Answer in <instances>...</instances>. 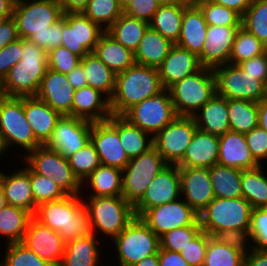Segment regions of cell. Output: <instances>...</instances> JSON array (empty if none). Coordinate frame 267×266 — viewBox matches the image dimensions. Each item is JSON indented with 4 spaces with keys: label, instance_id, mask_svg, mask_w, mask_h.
Returning a JSON list of instances; mask_svg holds the SVG:
<instances>
[{
    "label": "cell",
    "instance_id": "cell-40",
    "mask_svg": "<svg viewBox=\"0 0 267 266\" xmlns=\"http://www.w3.org/2000/svg\"><path fill=\"white\" fill-rule=\"evenodd\" d=\"M148 28V22L123 13L106 32L134 53Z\"/></svg>",
    "mask_w": 267,
    "mask_h": 266
},
{
    "label": "cell",
    "instance_id": "cell-56",
    "mask_svg": "<svg viewBox=\"0 0 267 266\" xmlns=\"http://www.w3.org/2000/svg\"><path fill=\"white\" fill-rule=\"evenodd\" d=\"M245 139L248 148L254 158L259 164L267 166V133L259 126L253 128L250 132L245 133Z\"/></svg>",
    "mask_w": 267,
    "mask_h": 266
},
{
    "label": "cell",
    "instance_id": "cell-9",
    "mask_svg": "<svg viewBox=\"0 0 267 266\" xmlns=\"http://www.w3.org/2000/svg\"><path fill=\"white\" fill-rule=\"evenodd\" d=\"M21 160L35 173L55 181L67 195H81L82 183L71 169L68 158L57 151L41 145Z\"/></svg>",
    "mask_w": 267,
    "mask_h": 266
},
{
    "label": "cell",
    "instance_id": "cell-71",
    "mask_svg": "<svg viewBox=\"0 0 267 266\" xmlns=\"http://www.w3.org/2000/svg\"><path fill=\"white\" fill-rule=\"evenodd\" d=\"M7 152L8 151H7V149H6L5 145H4L2 136L0 135V161H2L1 158H3L6 155Z\"/></svg>",
    "mask_w": 267,
    "mask_h": 266
},
{
    "label": "cell",
    "instance_id": "cell-30",
    "mask_svg": "<svg viewBox=\"0 0 267 266\" xmlns=\"http://www.w3.org/2000/svg\"><path fill=\"white\" fill-rule=\"evenodd\" d=\"M24 113L36 140L45 145L61 115L36 96H24Z\"/></svg>",
    "mask_w": 267,
    "mask_h": 266
},
{
    "label": "cell",
    "instance_id": "cell-31",
    "mask_svg": "<svg viewBox=\"0 0 267 266\" xmlns=\"http://www.w3.org/2000/svg\"><path fill=\"white\" fill-rule=\"evenodd\" d=\"M101 241L93 234L90 237H79L65 243L60 266H103L107 261L102 258L105 252L101 249L104 248L103 250L106 251L107 246L101 247L103 245Z\"/></svg>",
    "mask_w": 267,
    "mask_h": 266
},
{
    "label": "cell",
    "instance_id": "cell-36",
    "mask_svg": "<svg viewBox=\"0 0 267 266\" xmlns=\"http://www.w3.org/2000/svg\"><path fill=\"white\" fill-rule=\"evenodd\" d=\"M174 45L159 32L148 28L134 52L135 63L158 69Z\"/></svg>",
    "mask_w": 267,
    "mask_h": 266
},
{
    "label": "cell",
    "instance_id": "cell-1",
    "mask_svg": "<svg viewBox=\"0 0 267 266\" xmlns=\"http://www.w3.org/2000/svg\"><path fill=\"white\" fill-rule=\"evenodd\" d=\"M33 218L57 231L65 243L93 235L89 214L81 195H67L56 201L40 203Z\"/></svg>",
    "mask_w": 267,
    "mask_h": 266
},
{
    "label": "cell",
    "instance_id": "cell-74",
    "mask_svg": "<svg viewBox=\"0 0 267 266\" xmlns=\"http://www.w3.org/2000/svg\"><path fill=\"white\" fill-rule=\"evenodd\" d=\"M109 264H104L103 266H109L110 264H114L113 262L111 263V262H109V260L107 261ZM111 266V265H110ZM113 266V265H112Z\"/></svg>",
    "mask_w": 267,
    "mask_h": 266
},
{
    "label": "cell",
    "instance_id": "cell-42",
    "mask_svg": "<svg viewBox=\"0 0 267 266\" xmlns=\"http://www.w3.org/2000/svg\"><path fill=\"white\" fill-rule=\"evenodd\" d=\"M118 134L122 148L129 159H133L153 147V136L129 123L118 115Z\"/></svg>",
    "mask_w": 267,
    "mask_h": 266
},
{
    "label": "cell",
    "instance_id": "cell-57",
    "mask_svg": "<svg viewBox=\"0 0 267 266\" xmlns=\"http://www.w3.org/2000/svg\"><path fill=\"white\" fill-rule=\"evenodd\" d=\"M29 40L46 52L61 46L62 43V17L42 32L34 33Z\"/></svg>",
    "mask_w": 267,
    "mask_h": 266
},
{
    "label": "cell",
    "instance_id": "cell-11",
    "mask_svg": "<svg viewBox=\"0 0 267 266\" xmlns=\"http://www.w3.org/2000/svg\"><path fill=\"white\" fill-rule=\"evenodd\" d=\"M167 165L154 147L130 159L122 170V196L134 206L154 177Z\"/></svg>",
    "mask_w": 267,
    "mask_h": 266
},
{
    "label": "cell",
    "instance_id": "cell-61",
    "mask_svg": "<svg viewBox=\"0 0 267 266\" xmlns=\"http://www.w3.org/2000/svg\"><path fill=\"white\" fill-rule=\"evenodd\" d=\"M19 38L14 17L0 21V50Z\"/></svg>",
    "mask_w": 267,
    "mask_h": 266
},
{
    "label": "cell",
    "instance_id": "cell-73",
    "mask_svg": "<svg viewBox=\"0 0 267 266\" xmlns=\"http://www.w3.org/2000/svg\"><path fill=\"white\" fill-rule=\"evenodd\" d=\"M119 7L124 11L127 6L132 2V0H117Z\"/></svg>",
    "mask_w": 267,
    "mask_h": 266
},
{
    "label": "cell",
    "instance_id": "cell-59",
    "mask_svg": "<svg viewBox=\"0 0 267 266\" xmlns=\"http://www.w3.org/2000/svg\"><path fill=\"white\" fill-rule=\"evenodd\" d=\"M159 6L156 0H132L123 13L132 18L149 22Z\"/></svg>",
    "mask_w": 267,
    "mask_h": 266
},
{
    "label": "cell",
    "instance_id": "cell-12",
    "mask_svg": "<svg viewBox=\"0 0 267 266\" xmlns=\"http://www.w3.org/2000/svg\"><path fill=\"white\" fill-rule=\"evenodd\" d=\"M129 123L154 136L176 117L169 89L136 103L122 115Z\"/></svg>",
    "mask_w": 267,
    "mask_h": 266
},
{
    "label": "cell",
    "instance_id": "cell-5",
    "mask_svg": "<svg viewBox=\"0 0 267 266\" xmlns=\"http://www.w3.org/2000/svg\"><path fill=\"white\" fill-rule=\"evenodd\" d=\"M93 234L111 241L136 217L134 206L121 196L82 197ZM102 235V236H101Z\"/></svg>",
    "mask_w": 267,
    "mask_h": 266
},
{
    "label": "cell",
    "instance_id": "cell-46",
    "mask_svg": "<svg viewBox=\"0 0 267 266\" xmlns=\"http://www.w3.org/2000/svg\"><path fill=\"white\" fill-rule=\"evenodd\" d=\"M82 13L107 30L122 14L117 0H89Z\"/></svg>",
    "mask_w": 267,
    "mask_h": 266
},
{
    "label": "cell",
    "instance_id": "cell-20",
    "mask_svg": "<svg viewBox=\"0 0 267 266\" xmlns=\"http://www.w3.org/2000/svg\"><path fill=\"white\" fill-rule=\"evenodd\" d=\"M22 243L52 266H60L64 255L65 242L57 231L32 218L29 221Z\"/></svg>",
    "mask_w": 267,
    "mask_h": 266
},
{
    "label": "cell",
    "instance_id": "cell-37",
    "mask_svg": "<svg viewBox=\"0 0 267 266\" xmlns=\"http://www.w3.org/2000/svg\"><path fill=\"white\" fill-rule=\"evenodd\" d=\"M93 53L115 74L135 64L134 53L106 31L101 35Z\"/></svg>",
    "mask_w": 267,
    "mask_h": 266
},
{
    "label": "cell",
    "instance_id": "cell-69",
    "mask_svg": "<svg viewBox=\"0 0 267 266\" xmlns=\"http://www.w3.org/2000/svg\"><path fill=\"white\" fill-rule=\"evenodd\" d=\"M134 266H159L158 254L148 256Z\"/></svg>",
    "mask_w": 267,
    "mask_h": 266
},
{
    "label": "cell",
    "instance_id": "cell-60",
    "mask_svg": "<svg viewBox=\"0 0 267 266\" xmlns=\"http://www.w3.org/2000/svg\"><path fill=\"white\" fill-rule=\"evenodd\" d=\"M246 73L256 76L267 87V52L238 64Z\"/></svg>",
    "mask_w": 267,
    "mask_h": 266
},
{
    "label": "cell",
    "instance_id": "cell-16",
    "mask_svg": "<svg viewBox=\"0 0 267 266\" xmlns=\"http://www.w3.org/2000/svg\"><path fill=\"white\" fill-rule=\"evenodd\" d=\"M139 217L159 238L170 230L194 225L199 220L198 213L181 197L149 208Z\"/></svg>",
    "mask_w": 267,
    "mask_h": 266
},
{
    "label": "cell",
    "instance_id": "cell-21",
    "mask_svg": "<svg viewBox=\"0 0 267 266\" xmlns=\"http://www.w3.org/2000/svg\"><path fill=\"white\" fill-rule=\"evenodd\" d=\"M181 198L198 214L215 198L208 168L179 167Z\"/></svg>",
    "mask_w": 267,
    "mask_h": 266
},
{
    "label": "cell",
    "instance_id": "cell-15",
    "mask_svg": "<svg viewBox=\"0 0 267 266\" xmlns=\"http://www.w3.org/2000/svg\"><path fill=\"white\" fill-rule=\"evenodd\" d=\"M105 32L82 12L63 13L62 43L72 53L83 58L93 53L101 35Z\"/></svg>",
    "mask_w": 267,
    "mask_h": 266
},
{
    "label": "cell",
    "instance_id": "cell-47",
    "mask_svg": "<svg viewBox=\"0 0 267 266\" xmlns=\"http://www.w3.org/2000/svg\"><path fill=\"white\" fill-rule=\"evenodd\" d=\"M241 27L267 46V0H255L242 15Z\"/></svg>",
    "mask_w": 267,
    "mask_h": 266
},
{
    "label": "cell",
    "instance_id": "cell-55",
    "mask_svg": "<svg viewBox=\"0 0 267 266\" xmlns=\"http://www.w3.org/2000/svg\"><path fill=\"white\" fill-rule=\"evenodd\" d=\"M211 237L212 236L202 230L180 251V254L190 266H203L208 240Z\"/></svg>",
    "mask_w": 267,
    "mask_h": 266
},
{
    "label": "cell",
    "instance_id": "cell-58",
    "mask_svg": "<svg viewBox=\"0 0 267 266\" xmlns=\"http://www.w3.org/2000/svg\"><path fill=\"white\" fill-rule=\"evenodd\" d=\"M23 39L18 38L0 50V83L7 76L9 70L21 59Z\"/></svg>",
    "mask_w": 267,
    "mask_h": 266
},
{
    "label": "cell",
    "instance_id": "cell-3",
    "mask_svg": "<svg viewBox=\"0 0 267 266\" xmlns=\"http://www.w3.org/2000/svg\"><path fill=\"white\" fill-rule=\"evenodd\" d=\"M164 90L156 68L134 64L116 74L115 90L110 98L112 115H122L136 103Z\"/></svg>",
    "mask_w": 267,
    "mask_h": 266
},
{
    "label": "cell",
    "instance_id": "cell-4",
    "mask_svg": "<svg viewBox=\"0 0 267 266\" xmlns=\"http://www.w3.org/2000/svg\"><path fill=\"white\" fill-rule=\"evenodd\" d=\"M47 70V52L29 39H23L21 59L0 83L1 95L36 96Z\"/></svg>",
    "mask_w": 267,
    "mask_h": 266
},
{
    "label": "cell",
    "instance_id": "cell-19",
    "mask_svg": "<svg viewBox=\"0 0 267 266\" xmlns=\"http://www.w3.org/2000/svg\"><path fill=\"white\" fill-rule=\"evenodd\" d=\"M181 197L179 167L167 165L152 180L142 198L134 205L139 217L145 210Z\"/></svg>",
    "mask_w": 267,
    "mask_h": 266
},
{
    "label": "cell",
    "instance_id": "cell-28",
    "mask_svg": "<svg viewBox=\"0 0 267 266\" xmlns=\"http://www.w3.org/2000/svg\"><path fill=\"white\" fill-rule=\"evenodd\" d=\"M247 248L243 239L212 236L208 240L203 266H244Z\"/></svg>",
    "mask_w": 267,
    "mask_h": 266
},
{
    "label": "cell",
    "instance_id": "cell-43",
    "mask_svg": "<svg viewBox=\"0 0 267 266\" xmlns=\"http://www.w3.org/2000/svg\"><path fill=\"white\" fill-rule=\"evenodd\" d=\"M209 173L215 197H242L241 170L215 164L209 168Z\"/></svg>",
    "mask_w": 267,
    "mask_h": 266
},
{
    "label": "cell",
    "instance_id": "cell-54",
    "mask_svg": "<svg viewBox=\"0 0 267 266\" xmlns=\"http://www.w3.org/2000/svg\"><path fill=\"white\" fill-rule=\"evenodd\" d=\"M81 59L64 46H58L47 52L48 68L63 74H68L77 67Z\"/></svg>",
    "mask_w": 267,
    "mask_h": 266
},
{
    "label": "cell",
    "instance_id": "cell-64",
    "mask_svg": "<svg viewBox=\"0 0 267 266\" xmlns=\"http://www.w3.org/2000/svg\"><path fill=\"white\" fill-rule=\"evenodd\" d=\"M67 80L71 84V86L76 90L80 89L84 86H87L86 75L83 69V66L79 64L73 70H71L68 74H66Z\"/></svg>",
    "mask_w": 267,
    "mask_h": 266
},
{
    "label": "cell",
    "instance_id": "cell-27",
    "mask_svg": "<svg viewBox=\"0 0 267 266\" xmlns=\"http://www.w3.org/2000/svg\"><path fill=\"white\" fill-rule=\"evenodd\" d=\"M219 136L196 130L178 167L211 168L217 164Z\"/></svg>",
    "mask_w": 267,
    "mask_h": 266
},
{
    "label": "cell",
    "instance_id": "cell-22",
    "mask_svg": "<svg viewBox=\"0 0 267 266\" xmlns=\"http://www.w3.org/2000/svg\"><path fill=\"white\" fill-rule=\"evenodd\" d=\"M241 26L208 25L203 51L198 56L202 67L214 69L229 63L233 42Z\"/></svg>",
    "mask_w": 267,
    "mask_h": 266
},
{
    "label": "cell",
    "instance_id": "cell-29",
    "mask_svg": "<svg viewBox=\"0 0 267 266\" xmlns=\"http://www.w3.org/2000/svg\"><path fill=\"white\" fill-rule=\"evenodd\" d=\"M217 164L238 170L252 169L259 166L248 148L245 134L233 131L219 136Z\"/></svg>",
    "mask_w": 267,
    "mask_h": 266
},
{
    "label": "cell",
    "instance_id": "cell-33",
    "mask_svg": "<svg viewBox=\"0 0 267 266\" xmlns=\"http://www.w3.org/2000/svg\"><path fill=\"white\" fill-rule=\"evenodd\" d=\"M193 118L197 128L203 132L222 136L230 131L227 99L217 94Z\"/></svg>",
    "mask_w": 267,
    "mask_h": 266
},
{
    "label": "cell",
    "instance_id": "cell-14",
    "mask_svg": "<svg viewBox=\"0 0 267 266\" xmlns=\"http://www.w3.org/2000/svg\"><path fill=\"white\" fill-rule=\"evenodd\" d=\"M197 129L193 117L177 116L153 136V147L167 164L177 165Z\"/></svg>",
    "mask_w": 267,
    "mask_h": 266
},
{
    "label": "cell",
    "instance_id": "cell-26",
    "mask_svg": "<svg viewBox=\"0 0 267 266\" xmlns=\"http://www.w3.org/2000/svg\"><path fill=\"white\" fill-rule=\"evenodd\" d=\"M202 66L198 56L189 50L174 45L158 68L164 89H169L188 75L198 71Z\"/></svg>",
    "mask_w": 267,
    "mask_h": 266
},
{
    "label": "cell",
    "instance_id": "cell-52",
    "mask_svg": "<svg viewBox=\"0 0 267 266\" xmlns=\"http://www.w3.org/2000/svg\"><path fill=\"white\" fill-rule=\"evenodd\" d=\"M201 231L199 220L194 225L170 230L160 237V248L180 253Z\"/></svg>",
    "mask_w": 267,
    "mask_h": 266
},
{
    "label": "cell",
    "instance_id": "cell-45",
    "mask_svg": "<svg viewBox=\"0 0 267 266\" xmlns=\"http://www.w3.org/2000/svg\"><path fill=\"white\" fill-rule=\"evenodd\" d=\"M267 52V46L256 36L240 27L233 42L229 63L238 65L256 56Z\"/></svg>",
    "mask_w": 267,
    "mask_h": 266
},
{
    "label": "cell",
    "instance_id": "cell-62",
    "mask_svg": "<svg viewBox=\"0 0 267 266\" xmlns=\"http://www.w3.org/2000/svg\"><path fill=\"white\" fill-rule=\"evenodd\" d=\"M159 266H190L178 252L159 249Z\"/></svg>",
    "mask_w": 267,
    "mask_h": 266
},
{
    "label": "cell",
    "instance_id": "cell-35",
    "mask_svg": "<svg viewBox=\"0 0 267 266\" xmlns=\"http://www.w3.org/2000/svg\"><path fill=\"white\" fill-rule=\"evenodd\" d=\"M191 2L192 0H182L172 5L159 6L148 22L149 28L176 44L181 33L184 9Z\"/></svg>",
    "mask_w": 267,
    "mask_h": 266
},
{
    "label": "cell",
    "instance_id": "cell-38",
    "mask_svg": "<svg viewBox=\"0 0 267 266\" xmlns=\"http://www.w3.org/2000/svg\"><path fill=\"white\" fill-rule=\"evenodd\" d=\"M267 167L241 170L242 197L252 208L267 207ZM266 171V172H265Z\"/></svg>",
    "mask_w": 267,
    "mask_h": 266
},
{
    "label": "cell",
    "instance_id": "cell-44",
    "mask_svg": "<svg viewBox=\"0 0 267 266\" xmlns=\"http://www.w3.org/2000/svg\"><path fill=\"white\" fill-rule=\"evenodd\" d=\"M227 108L230 131L245 134L258 127V103L227 99Z\"/></svg>",
    "mask_w": 267,
    "mask_h": 266
},
{
    "label": "cell",
    "instance_id": "cell-8",
    "mask_svg": "<svg viewBox=\"0 0 267 266\" xmlns=\"http://www.w3.org/2000/svg\"><path fill=\"white\" fill-rule=\"evenodd\" d=\"M177 116L193 117L216 95L213 69L201 67L169 88Z\"/></svg>",
    "mask_w": 267,
    "mask_h": 266
},
{
    "label": "cell",
    "instance_id": "cell-25",
    "mask_svg": "<svg viewBox=\"0 0 267 266\" xmlns=\"http://www.w3.org/2000/svg\"><path fill=\"white\" fill-rule=\"evenodd\" d=\"M111 116L110 99L104 93L88 85L74 91L72 117L98 122Z\"/></svg>",
    "mask_w": 267,
    "mask_h": 266
},
{
    "label": "cell",
    "instance_id": "cell-48",
    "mask_svg": "<svg viewBox=\"0 0 267 266\" xmlns=\"http://www.w3.org/2000/svg\"><path fill=\"white\" fill-rule=\"evenodd\" d=\"M202 11L207 25L241 26L242 16L210 0H192Z\"/></svg>",
    "mask_w": 267,
    "mask_h": 266
},
{
    "label": "cell",
    "instance_id": "cell-50",
    "mask_svg": "<svg viewBox=\"0 0 267 266\" xmlns=\"http://www.w3.org/2000/svg\"><path fill=\"white\" fill-rule=\"evenodd\" d=\"M4 256L0 259L2 266H52L38 257L22 242L5 244Z\"/></svg>",
    "mask_w": 267,
    "mask_h": 266
},
{
    "label": "cell",
    "instance_id": "cell-13",
    "mask_svg": "<svg viewBox=\"0 0 267 266\" xmlns=\"http://www.w3.org/2000/svg\"><path fill=\"white\" fill-rule=\"evenodd\" d=\"M62 15L58 0H16L13 13L18 36L22 39L47 30Z\"/></svg>",
    "mask_w": 267,
    "mask_h": 266
},
{
    "label": "cell",
    "instance_id": "cell-10",
    "mask_svg": "<svg viewBox=\"0 0 267 266\" xmlns=\"http://www.w3.org/2000/svg\"><path fill=\"white\" fill-rule=\"evenodd\" d=\"M216 94L226 99L259 103L267 99V87L256 76L246 73L239 65L224 64L213 69Z\"/></svg>",
    "mask_w": 267,
    "mask_h": 266
},
{
    "label": "cell",
    "instance_id": "cell-70",
    "mask_svg": "<svg viewBox=\"0 0 267 266\" xmlns=\"http://www.w3.org/2000/svg\"><path fill=\"white\" fill-rule=\"evenodd\" d=\"M7 205L6 198L4 195L3 187L0 183V210L3 209Z\"/></svg>",
    "mask_w": 267,
    "mask_h": 266
},
{
    "label": "cell",
    "instance_id": "cell-18",
    "mask_svg": "<svg viewBox=\"0 0 267 266\" xmlns=\"http://www.w3.org/2000/svg\"><path fill=\"white\" fill-rule=\"evenodd\" d=\"M92 123L78 117L61 116L45 146L68 158L88 144Z\"/></svg>",
    "mask_w": 267,
    "mask_h": 266
},
{
    "label": "cell",
    "instance_id": "cell-41",
    "mask_svg": "<svg viewBox=\"0 0 267 266\" xmlns=\"http://www.w3.org/2000/svg\"><path fill=\"white\" fill-rule=\"evenodd\" d=\"M87 85L104 93L109 99L115 90L116 74L109 69L94 53L81 59Z\"/></svg>",
    "mask_w": 267,
    "mask_h": 266
},
{
    "label": "cell",
    "instance_id": "cell-39",
    "mask_svg": "<svg viewBox=\"0 0 267 266\" xmlns=\"http://www.w3.org/2000/svg\"><path fill=\"white\" fill-rule=\"evenodd\" d=\"M33 215L22 208L6 205L0 210V238L4 243L22 242Z\"/></svg>",
    "mask_w": 267,
    "mask_h": 266
},
{
    "label": "cell",
    "instance_id": "cell-49",
    "mask_svg": "<svg viewBox=\"0 0 267 266\" xmlns=\"http://www.w3.org/2000/svg\"><path fill=\"white\" fill-rule=\"evenodd\" d=\"M68 161L75 176L81 183L101 165L99 155L91 140L75 154L69 156Z\"/></svg>",
    "mask_w": 267,
    "mask_h": 266
},
{
    "label": "cell",
    "instance_id": "cell-32",
    "mask_svg": "<svg viewBox=\"0 0 267 266\" xmlns=\"http://www.w3.org/2000/svg\"><path fill=\"white\" fill-rule=\"evenodd\" d=\"M207 28L208 25L202 11L192 1L184 9L181 33L175 45L199 56L203 51Z\"/></svg>",
    "mask_w": 267,
    "mask_h": 266
},
{
    "label": "cell",
    "instance_id": "cell-6",
    "mask_svg": "<svg viewBox=\"0 0 267 266\" xmlns=\"http://www.w3.org/2000/svg\"><path fill=\"white\" fill-rule=\"evenodd\" d=\"M0 135L8 152L17 148L18 160L41 146L26 120L24 97L0 96Z\"/></svg>",
    "mask_w": 267,
    "mask_h": 266
},
{
    "label": "cell",
    "instance_id": "cell-53",
    "mask_svg": "<svg viewBox=\"0 0 267 266\" xmlns=\"http://www.w3.org/2000/svg\"><path fill=\"white\" fill-rule=\"evenodd\" d=\"M245 241L253 249L267 250V207L252 209Z\"/></svg>",
    "mask_w": 267,
    "mask_h": 266
},
{
    "label": "cell",
    "instance_id": "cell-67",
    "mask_svg": "<svg viewBox=\"0 0 267 266\" xmlns=\"http://www.w3.org/2000/svg\"><path fill=\"white\" fill-rule=\"evenodd\" d=\"M16 0H0V21L13 16Z\"/></svg>",
    "mask_w": 267,
    "mask_h": 266
},
{
    "label": "cell",
    "instance_id": "cell-24",
    "mask_svg": "<svg viewBox=\"0 0 267 266\" xmlns=\"http://www.w3.org/2000/svg\"><path fill=\"white\" fill-rule=\"evenodd\" d=\"M75 89L67 80L66 74L48 68L41 80L36 97L46 102L61 116L72 117V103Z\"/></svg>",
    "mask_w": 267,
    "mask_h": 266
},
{
    "label": "cell",
    "instance_id": "cell-17",
    "mask_svg": "<svg viewBox=\"0 0 267 266\" xmlns=\"http://www.w3.org/2000/svg\"><path fill=\"white\" fill-rule=\"evenodd\" d=\"M90 140L95 145L101 165L123 170L128 164L130 159L119 139L118 115H112L106 121L93 122Z\"/></svg>",
    "mask_w": 267,
    "mask_h": 266
},
{
    "label": "cell",
    "instance_id": "cell-65",
    "mask_svg": "<svg viewBox=\"0 0 267 266\" xmlns=\"http://www.w3.org/2000/svg\"><path fill=\"white\" fill-rule=\"evenodd\" d=\"M210 1H213L214 3H217L219 5H223L227 8L233 9L242 16L255 0H210Z\"/></svg>",
    "mask_w": 267,
    "mask_h": 266
},
{
    "label": "cell",
    "instance_id": "cell-51",
    "mask_svg": "<svg viewBox=\"0 0 267 266\" xmlns=\"http://www.w3.org/2000/svg\"><path fill=\"white\" fill-rule=\"evenodd\" d=\"M30 182L34 201L37 205L47 201H56L67 196L55 181L35 173L31 168Z\"/></svg>",
    "mask_w": 267,
    "mask_h": 266
},
{
    "label": "cell",
    "instance_id": "cell-66",
    "mask_svg": "<svg viewBox=\"0 0 267 266\" xmlns=\"http://www.w3.org/2000/svg\"><path fill=\"white\" fill-rule=\"evenodd\" d=\"M89 0H58L63 13L82 12Z\"/></svg>",
    "mask_w": 267,
    "mask_h": 266
},
{
    "label": "cell",
    "instance_id": "cell-34",
    "mask_svg": "<svg viewBox=\"0 0 267 266\" xmlns=\"http://www.w3.org/2000/svg\"><path fill=\"white\" fill-rule=\"evenodd\" d=\"M88 194L84 195V190ZM90 190V191H89ZM122 170L116 167L99 165L83 182L81 197L121 196Z\"/></svg>",
    "mask_w": 267,
    "mask_h": 266
},
{
    "label": "cell",
    "instance_id": "cell-23",
    "mask_svg": "<svg viewBox=\"0 0 267 266\" xmlns=\"http://www.w3.org/2000/svg\"><path fill=\"white\" fill-rule=\"evenodd\" d=\"M23 167H15L14 171L9 173L3 169L0 170V183L3 187L7 205L19 207L29 211L32 215L35 213L37 204L31 189L30 167L22 160Z\"/></svg>",
    "mask_w": 267,
    "mask_h": 266
},
{
    "label": "cell",
    "instance_id": "cell-7",
    "mask_svg": "<svg viewBox=\"0 0 267 266\" xmlns=\"http://www.w3.org/2000/svg\"><path fill=\"white\" fill-rule=\"evenodd\" d=\"M111 244L114 247L110 248L116 251L114 256L117 257L113 262L117 259L115 262L118 266H134L144 258L158 254L160 238L136 216Z\"/></svg>",
    "mask_w": 267,
    "mask_h": 266
},
{
    "label": "cell",
    "instance_id": "cell-68",
    "mask_svg": "<svg viewBox=\"0 0 267 266\" xmlns=\"http://www.w3.org/2000/svg\"><path fill=\"white\" fill-rule=\"evenodd\" d=\"M258 126L267 133V99L258 103Z\"/></svg>",
    "mask_w": 267,
    "mask_h": 266
},
{
    "label": "cell",
    "instance_id": "cell-63",
    "mask_svg": "<svg viewBox=\"0 0 267 266\" xmlns=\"http://www.w3.org/2000/svg\"><path fill=\"white\" fill-rule=\"evenodd\" d=\"M244 266H267V250L253 249L248 246Z\"/></svg>",
    "mask_w": 267,
    "mask_h": 266
},
{
    "label": "cell",
    "instance_id": "cell-2",
    "mask_svg": "<svg viewBox=\"0 0 267 266\" xmlns=\"http://www.w3.org/2000/svg\"><path fill=\"white\" fill-rule=\"evenodd\" d=\"M252 206L243 197L217 198L201 211L202 230L213 237L246 240L250 227Z\"/></svg>",
    "mask_w": 267,
    "mask_h": 266
},
{
    "label": "cell",
    "instance_id": "cell-72",
    "mask_svg": "<svg viewBox=\"0 0 267 266\" xmlns=\"http://www.w3.org/2000/svg\"><path fill=\"white\" fill-rule=\"evenodd\" d=\"M156 1L160 6H163V5H172L175 3H179L182 0H156Z\"/></svg>",
    "mask_w": 267,
    "mask_h": 266
}]
</instances>
